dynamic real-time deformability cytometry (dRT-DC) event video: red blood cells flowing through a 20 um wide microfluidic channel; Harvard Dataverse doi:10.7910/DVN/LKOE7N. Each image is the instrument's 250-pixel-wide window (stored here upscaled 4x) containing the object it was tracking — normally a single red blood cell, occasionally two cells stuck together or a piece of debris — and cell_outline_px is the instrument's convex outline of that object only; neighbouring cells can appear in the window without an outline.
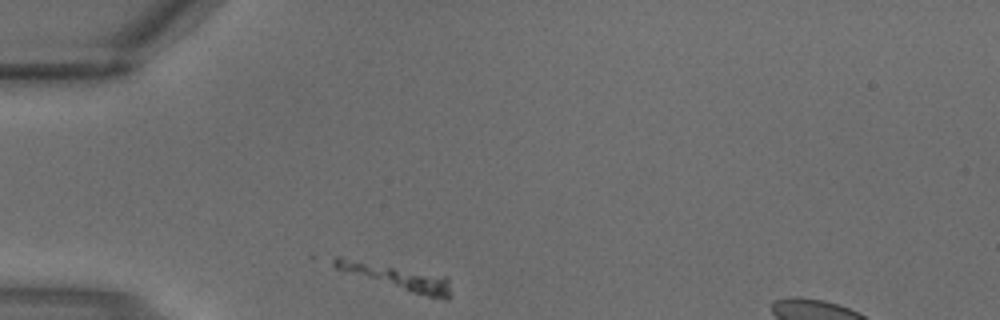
{"species": "common noctule bat (a hibernating species)", "species_latin": "Nyctalus noctula", "temperature_condition": "warm", "stored_images_in_passage": 2, "segment_of_instrument_passage": [1, 2], "camera_frame_rate_fps": 3000, "um_per_image_px": 0.085, "animal": {"sex": "male", "body_mass_g": 18.8}, "frame": {"image": 1, "passage_image": 1, "time_ms": 0.0, "image_size_px": [1000, 320], "cell_outline_px": [[448, 300], [444, 300], [428, 296], [336, 268], [332, 264], [332, 260], [336, 256], [340, 256], [448, 276]], "centroid_in_image_um": [33.77, 23.51], "position_along_channel_um": 51.2, "area_um2": 15.84}}